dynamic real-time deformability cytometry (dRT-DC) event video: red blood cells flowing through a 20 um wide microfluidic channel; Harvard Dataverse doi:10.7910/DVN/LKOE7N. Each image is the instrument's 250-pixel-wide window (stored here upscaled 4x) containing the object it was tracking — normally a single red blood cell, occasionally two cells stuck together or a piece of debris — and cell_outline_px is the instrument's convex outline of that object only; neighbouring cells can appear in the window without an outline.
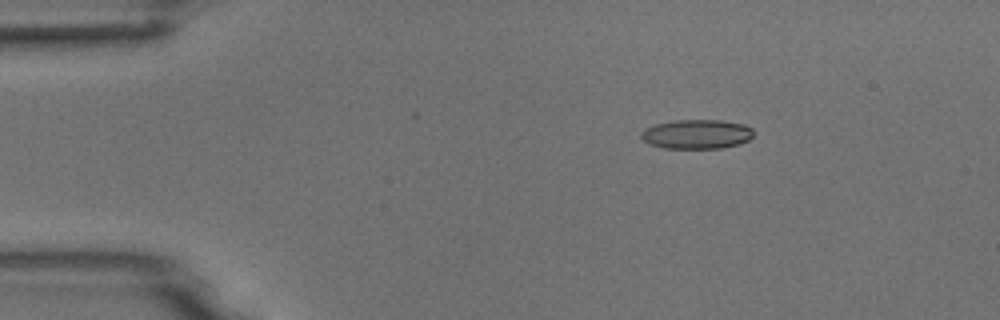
{"species": "common noctule bat (a hibernating species)", "species_latin": "Nyctalus noctula", "temperature_condition": "room temperature", "stored_images_in_passage": 4, "camera_frame_rate_fps": 3000, "um_per_image_px": 0.085, "animal": {"sex": "male", "body_mass_g": 18.8}, "frame": {"image": 1, "passage_image": 2, "time_ms": 0.333, "image_size_px": [1000, 320], "cell_outline_px": [[752, 136], [748, 140], [740, 144], [720, 148], [664, 148], [648, 144], [640, 136], [640, 132], [644, 128], [656, 124], [676, 120], [720, 120], [744, 124], [752, 128]], "centroid_in_image_um": [59.2, 11.4], "position_along_channel_um": 25.8, "area_um2": 19.25}}